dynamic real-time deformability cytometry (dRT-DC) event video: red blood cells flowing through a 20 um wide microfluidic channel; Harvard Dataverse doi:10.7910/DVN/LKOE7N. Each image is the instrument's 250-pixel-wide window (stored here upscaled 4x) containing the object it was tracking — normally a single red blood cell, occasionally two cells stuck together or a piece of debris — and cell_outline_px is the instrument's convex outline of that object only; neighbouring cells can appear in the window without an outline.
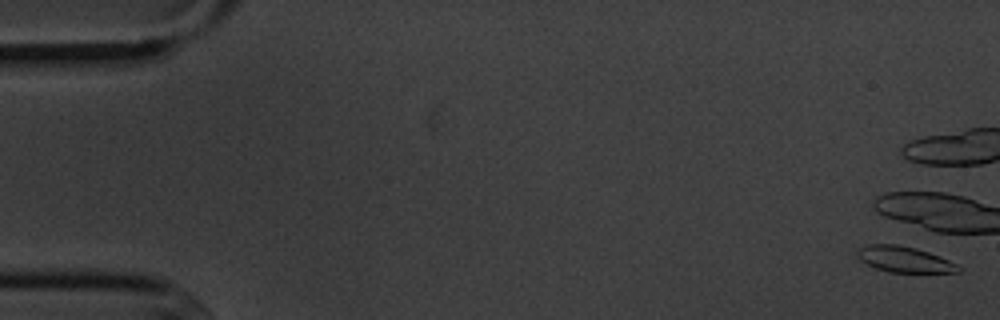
{"species": "common noctule bat (a hibernating species)", "species_latin": "Nyctalus noctula", "temperature_condition": "cold", "stored_images_in_passage": 2, "camera_frame_rate_fps": 3000, "um_per_image_px": 0.085, "animal": {"sex": "male", "body_mass_g": 20.1, "forearm_length_mm": 53.5}, "frame": {"image": 1, "passage_image": 1, "time_ms": 0.0, "image_size_px": [1000, 320], "cell_outline_px": [[964, 268], [960, 272], [888, 272], [876, 268], [860, 260], [856, 256], [856, 252], [860, 248], [868, 244], [896, 244], [916, 248], [940, 256]], "centroid_in_image_um": [76.87, 22.04], "position_along_channel_um": 8.1, "area_um2": 15.2}}